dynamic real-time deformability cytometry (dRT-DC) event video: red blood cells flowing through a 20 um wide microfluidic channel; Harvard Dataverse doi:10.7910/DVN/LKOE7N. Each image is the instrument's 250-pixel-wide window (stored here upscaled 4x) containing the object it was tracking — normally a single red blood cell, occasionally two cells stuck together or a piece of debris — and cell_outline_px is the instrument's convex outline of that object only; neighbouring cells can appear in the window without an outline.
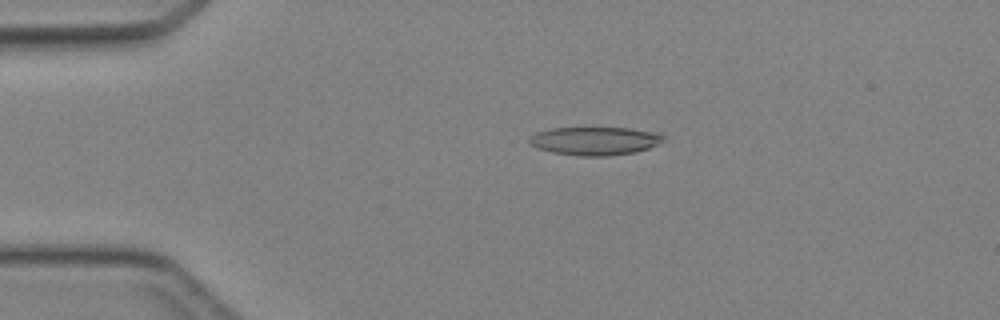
{"species": "Egyptian fruit bat (a non-hibernating species)", "species_latin": "Rousettus aegyptiacus", "temperature_condition": "cold", "stored_images_in_passage": 4, "camera_frame_rate_fps": 3000, "um_per_image_px": 0.085, "animal": {"sex": "female"}, "frame": {"image": 1, "passage_image": 3, "time_ms": 2.333, "image_size_px": [1000, 320], "cell_outline_px": [[664, 140], [648, 148], [636, 152], [608, 156], [580, 156], [552, 152], [540, 148], [532, 144], [528, 140], [528, 136], [536, 132], [552, 128], [628, 128], [656, 132], [664, 136]], "centroid_in_image_um": [50.56, 11.97], "position_along_channel_um": 34.4, "area_um2": 21.96}}